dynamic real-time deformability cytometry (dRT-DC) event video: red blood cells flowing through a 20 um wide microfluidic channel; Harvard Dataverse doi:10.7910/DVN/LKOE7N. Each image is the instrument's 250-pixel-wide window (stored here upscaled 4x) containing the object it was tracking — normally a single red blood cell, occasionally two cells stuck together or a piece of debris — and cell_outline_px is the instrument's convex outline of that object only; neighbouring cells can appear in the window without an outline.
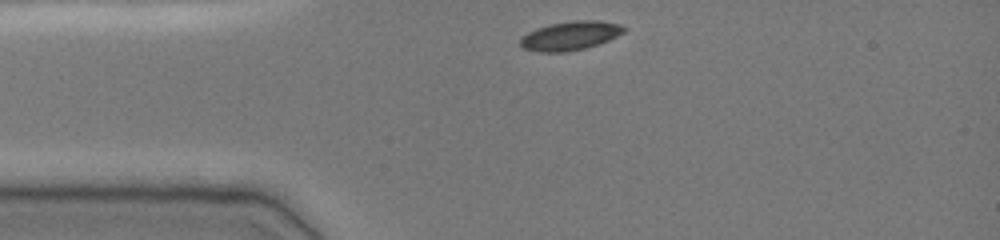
{"species": "common noctule bat (a hibernating species)", "species_latin": "Nyctalus noctula", "temperature_condition": "cold", "stored_images_in_passage": 33, "camera_frame_rate_fps": 3000, "um_per_image_px": 0.085, "animal": {"sex": "female", "body_mass_g": 19.0, "forearm_length_mm": 51.5}, "frame": {"image": 1, "passage_image": 1, "time_ms": 0.0, "image_size_px": [1000, 240], "cell_outline_px": [[628, 28], [624, 32], [608, 40], [584, 48], [564, 52], [540, 52], [524, 48], [520, 44], [520, 40], [528, 32], [536, 28], [548, 24], [572, 20], [600, 20], [620, 24]], "centroid_in_image_um": [48.49, 3.01], "position_along_channel_um": 36.5, "area_um2": 17.4}}
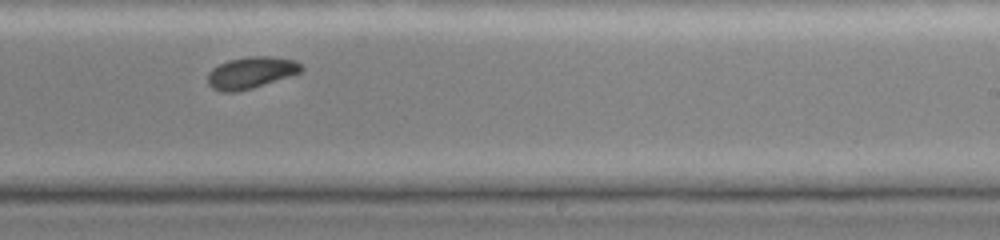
{"frame": {"image": 2, "passage_image": 21, "time_ms": 6.667, "image_size_px": [1000, 240], "cell_outline_px": [[304, 68], [300, 72], [252, 88], [236, 92], [224, 92], [212, 88], [208, 84], [208, 72], [212, 68], [228, 60], [248, 56], [272, 56], [296, 60]], "centroid_in_image_um": [21.31, 6.16], "position_along_channel_um": 267.7, "area_um2": 17.17}}
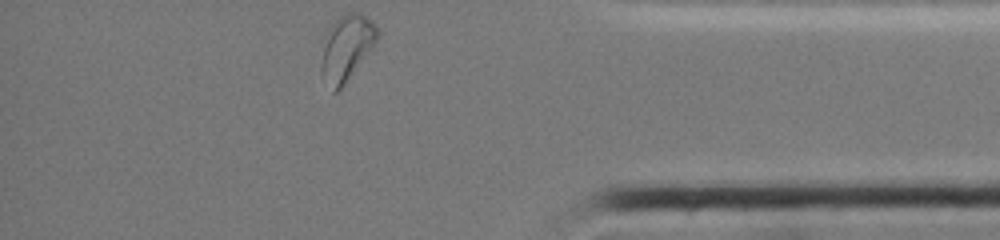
{"frame": {"image": 3, "passage_image": 33, "time_ms": 10.667, "image_size_px": [1000, 240], "cell_outline_px": [[380, 32], [376, 40], [344, 84], [336, 92], [332, 92], [320, 76], [320, 64], [324, 36], [328, 28], [340, 16], [348, 12], [356, 12], [364, 16], [376, 24]], "centroid_in_image_um": [29.39, 4.06], "position_along_channel_um": 405.8, "area_um2": 21.27}, "authors_computed_cell_mechanics": {"area_um2": 17.6868, "velocity_mm_per_s": 3.8087, "shape_relaxation_time_tau1_ms": 3.4785, "shape_relaxation_time_tau2_ms": null, "deformation_change_tau1": 0.1014, "deformation_change_tau2": null}}